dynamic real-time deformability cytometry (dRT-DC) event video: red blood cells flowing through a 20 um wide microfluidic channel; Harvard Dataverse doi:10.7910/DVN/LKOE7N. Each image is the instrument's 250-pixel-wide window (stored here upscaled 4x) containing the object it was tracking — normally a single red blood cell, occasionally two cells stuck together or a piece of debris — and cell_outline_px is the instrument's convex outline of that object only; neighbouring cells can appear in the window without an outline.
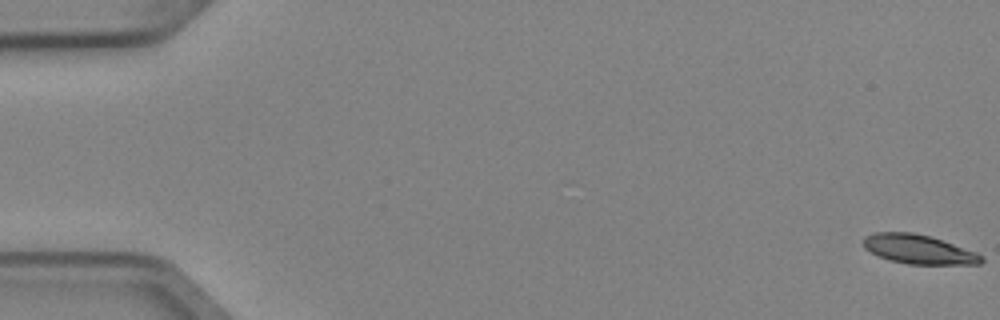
{"species": "Egyptian fruit bat (a non-hibernating species)", "species_latin": "Rousettus aegyptiacus", "temperature_condition": "cold", "stored_images_in_passage": 5, "camera_frame_rate_fps": 3000, "um_per_image_px": 0.085, "animal": {"sex": "female"}, "frame": {"image": 1, "passage_image": 1, "time_ms": 0.0, "image_size_px": [1000, 320], "cell_outline_px": [[984, 260], [980, 264], [908, 264], [888, 260], [864, 248], [864, 236], [872, 232], [912, 232], [928, 236], [976, 252], [984, 256]], "centroid_in_image_um": [78.07, 21.19], "position_along_channel_um": 6.9, "area_um2": 19.88}}
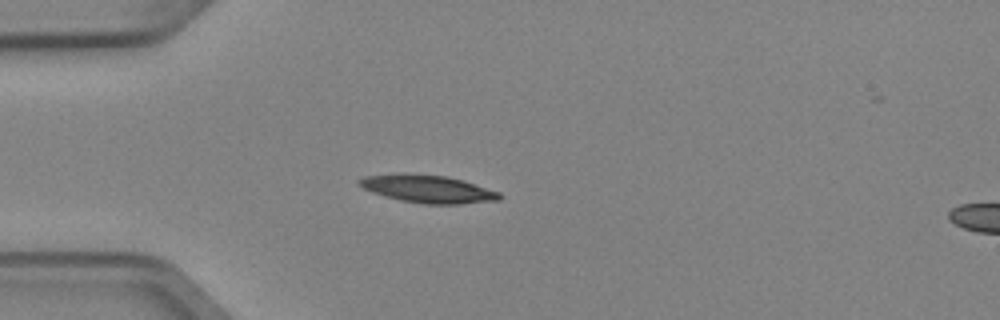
{"frame": {"image": 2, "passage_image": 4, "time_ms": 1.0, "image_size_px": [1000, 320], "cell_outline_px": [[500, 200], [460, 204], [424, 204], [400, 200], [372, 192], [364, 188], [356, 180], [364, 176], [444, 176], [464, 180], [500, 192]], "centroid_in_image_um": [36.47, 16.11], "position_along_channel_um": 48.5, "area_um2": 21.62}}